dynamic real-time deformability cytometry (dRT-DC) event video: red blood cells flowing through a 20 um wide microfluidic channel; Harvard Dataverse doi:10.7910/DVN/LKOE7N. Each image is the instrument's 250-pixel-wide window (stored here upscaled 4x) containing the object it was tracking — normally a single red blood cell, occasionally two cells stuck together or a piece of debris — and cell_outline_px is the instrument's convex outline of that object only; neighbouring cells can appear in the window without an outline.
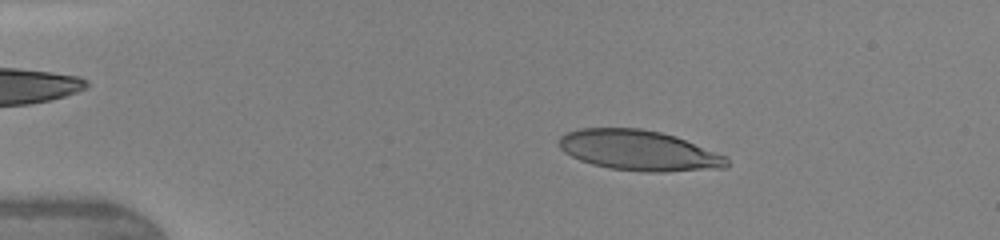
{"species": "human", "species_latin": "Homo sapiens", "temperature_condition": "warm", "stored_images_in_passage": 45, "camera_frame_rate_fps": 3000, "um_per_image_px": 0.085, "donor": {"sex": "female"}, "frame": {"image": 1, "passage_image": 8, "time_ms": 2.333, "image_size_px": [1000, 240], "cell_outline_px": [[728, 164], [724, 168], [660, 172], [640, 172], [608, 168], [592, 164], [580, 160], [564, 152], [560, 148], [560, 136], [564, 132], [580, 128], [640, 128], [660, 132], [676, 136], [728, 156]], "centroid_in_image_um": [54.31, 12.79], "position_along_channel_um": 30.7, "area_um2": 39.65}}
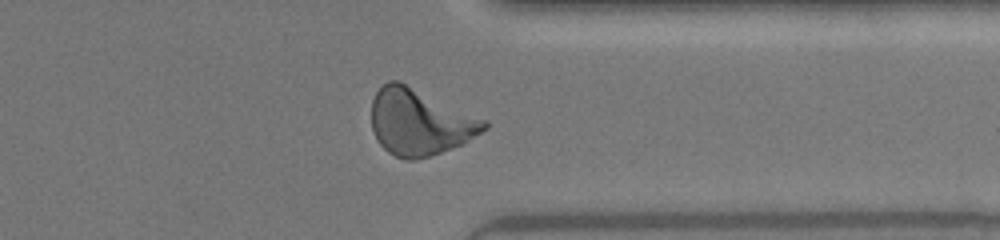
{"frame": {"image": 2, "passage_image": 36, "time_ms": 11.667, "image_size_px": [1000, 240], "cell_outline_px": [[488, 128], [468, 140], [452, 148], [428, 156], [412, 160], [404, 160], [388, 152], [380, 144], [372, 128], [372, 100], [376, 92], [388, 80], [400, 80], [488, 120]], "centroid_in_image_um": [35.69, 10.35], "position_along_channel_um": 375.7, "area_um2": 43.58}}
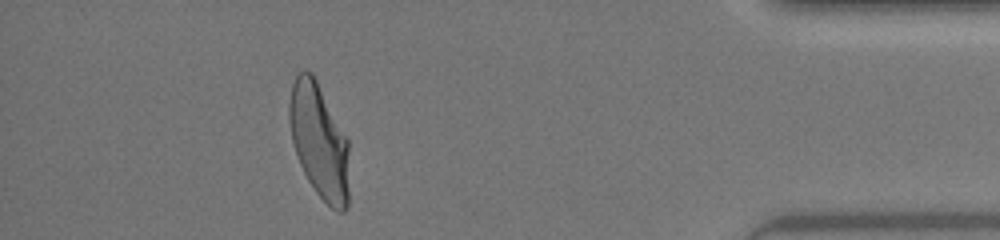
{"frame": {"image": 3, "passage_image": 41, "time_ms": 13.333, "image_size_px": [1000, 240], "cell_outline_px": [[348, 204], [344, 212], [336, 212], [316, 192], [308, 180], [300, 164], [292, 140], [288, 120], [288, 104], [292, 84], [296, 76], [300, 72], [312, 72], [348, 140]], "centroid_in_image_um": [27.12, 12.0], "position_along_channel_um": 408.1, "area_um2": 39.71}, "authors_computed_cell_mechanics": {"area_um2": 39.9976, "velocity_mm_per_s": 4.3924, "shape_relaxation_time_tau1_ms": 4.1735, "shape_relaxation_time_tau2_ms": 0.6731, "deformation_change_tau1": 0.2145, "deformation_change_tau2": 0.0882}}